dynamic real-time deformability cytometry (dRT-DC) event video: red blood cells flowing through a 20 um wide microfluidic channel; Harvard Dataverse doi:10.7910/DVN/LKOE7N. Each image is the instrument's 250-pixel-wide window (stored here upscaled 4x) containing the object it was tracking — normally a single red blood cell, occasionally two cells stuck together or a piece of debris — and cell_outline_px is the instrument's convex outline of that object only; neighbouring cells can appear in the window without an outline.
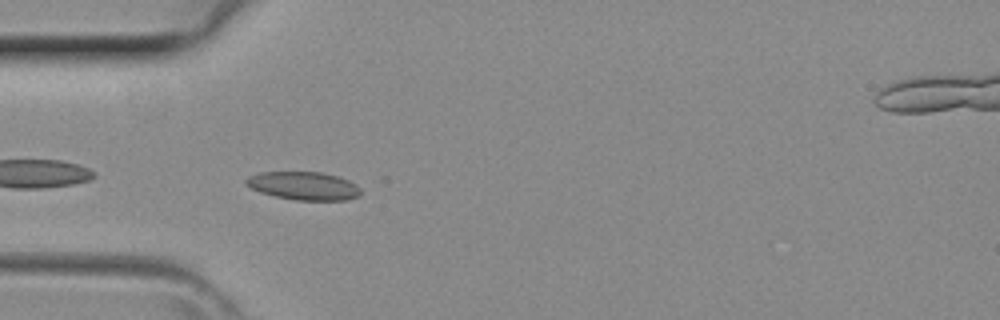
{"species": "common noctule bat (a hibernating species)", "species_latin": "Nyctalus noctula", "temperature_condition": "room temperature", "stored_images_in_passage": 39, "camera_frame_rate_fps": 3000, "um_per_image_px": 0.085, "animal": {"sex": "female", "body_mass_g": 29.2, "forearm_length_mm": 56.3}, "frame": {"image": 1, "passage_image": 10, "time_ms": 3.0, "image_size_px": [1000, 320], "cell_outline_px": [[360, 196], [348, 200], [296, 200], [276, 196], [260, 192], [244, 184], [244, 180], [248, 176], [260, 172], [320, 172], [336, 176], [348, 180], [356, 184], [360, 188]], "centroid_in_image_um": [25.8, 15.79], "position_along_channel_um": 59.2, "area_um2": 18.84}}
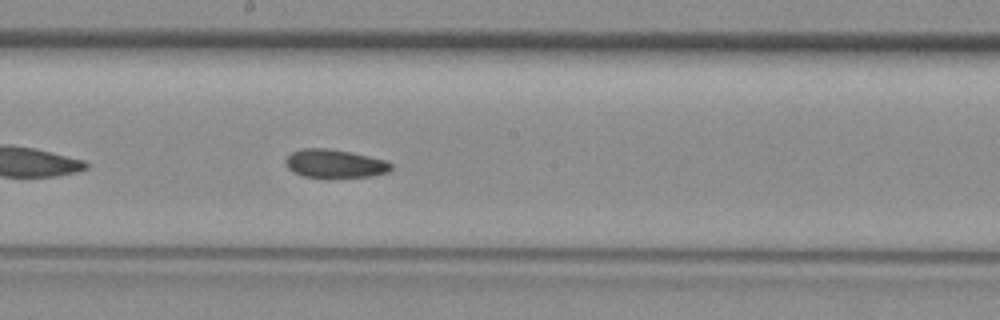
{"frame": {"image": 2, "passage_image": 20, "time_ms": 6.333, "image_size_px": [1000, 320], "cell_outline_px": [[392, 168], [388, 172], [372, 176], [328, 180], [324, 180], [304, 176], [292, 172], [284, 164], [284, 160], [292, 152], [304, 148], [328, 148], [368, 156], [384, 160], [392, 164]], "centroid_in_image_um": [28.42, 13.96], "position_along_channel_um": 219.8, "area_um2": 18.09}}
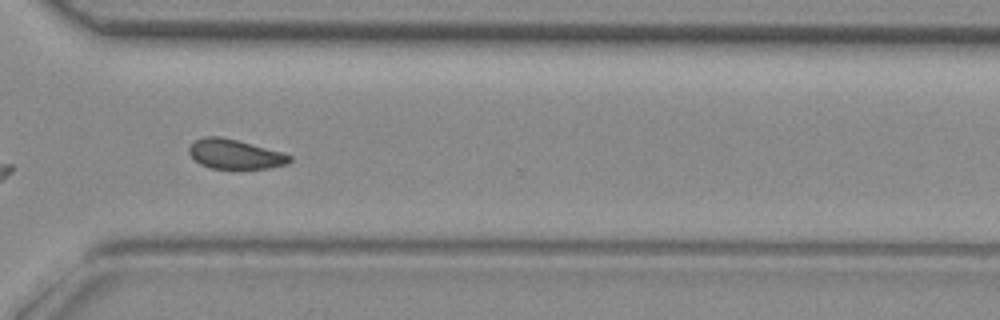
{"frame": {"image": 3, "passage_image": 28, "time_ms": 9.0, "image_size_px": [1000, 320], "cell_outline_px": [[292, 160], [288, 164], [268, 168], [212, 168], [200, 164], [188, 152], [188, 148], [196, 140], [204, 136], [220, 136], [236, 140], [280, 152], [292, 156]], "centroid_in_image_um": [19.96, 13.1], "position_along_channel_um": 350.6, "area_um2": 16.99}}